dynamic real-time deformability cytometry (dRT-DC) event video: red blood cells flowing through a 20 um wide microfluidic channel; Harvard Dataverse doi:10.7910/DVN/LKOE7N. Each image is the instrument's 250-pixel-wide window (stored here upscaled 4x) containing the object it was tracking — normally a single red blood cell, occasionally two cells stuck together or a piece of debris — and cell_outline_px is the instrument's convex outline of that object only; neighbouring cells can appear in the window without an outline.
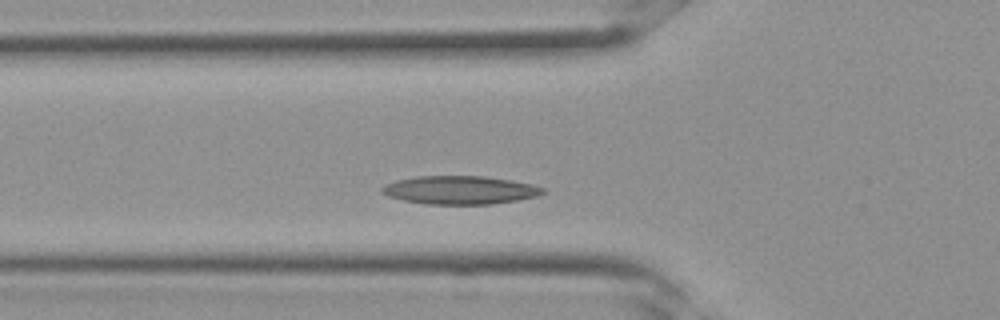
{"species": "Egyptian fruit bat (a non-hibernating species)", "species_latin": "Rousettus aegyptiacus", "temperature_condition": "room temperature", "stored_images_in_passage": 23, "camera_frame_rate_fps": 3000, "um_per_image_px": 0.085, "frame": {"image": 1, "passage_image": 6, "time_ms": 1.667, "image_size_px": [1000, 320], "cell_outline_px": [[544, 192], [536, 196], [516, 200], [492, 204], [424, 204], [404, 200], [388, 196], [380, 192], [380, 188], [396, 180], [416, 176], [484, 176], [508, 180], [528, 184], [544, 188]], "centroid_in_image_um": [39.03, 16.15], "position_along_channel_um": 86.8, "area_um2": 26.24}}
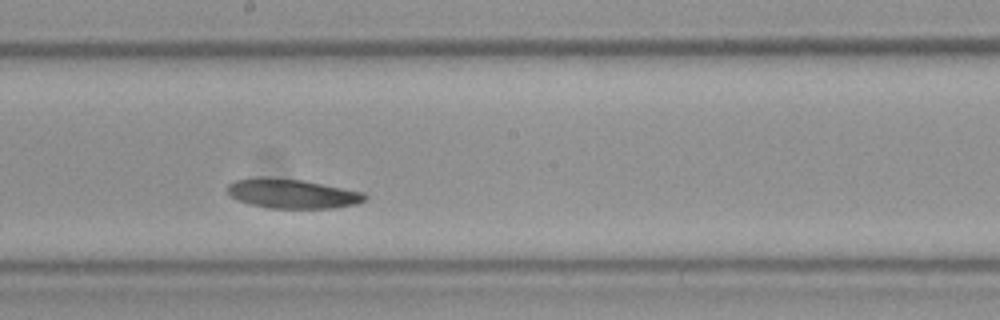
{"frame": {"image": 2, "passage_image": 13, "time_ms": 4.0, "image_size_px": [1000, 320], "cell_outline_px": [[368, 196], [364, 200], [356, 204], [336, 208], [268, 208], [236, 200], [228, 192], [228, 184], [236, 180], [256, 176], [268, 176], [304, 180], [364, 192]], "centroid_in_image_um": [24.84, 16.44], "position_along_channel_um": 223.4, "area_um2": 23.81}}
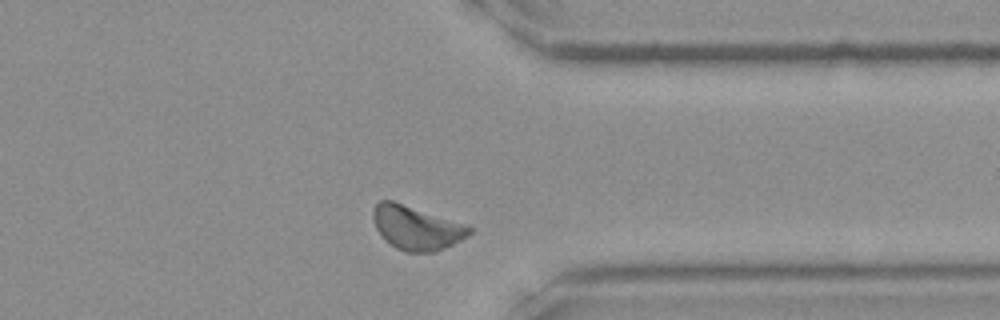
{"frame": {"image": 3, "passage_image": 21, "time_ms": 6.667, "image_size_px": [1000, 320], "cell_outline_px": [[472, 232], [460, 240], [436, 252], [404, 252], [396, 248], [384, 240], [376, 228], [372, 216], [372, 212], [376, 204], [380, 200], [392, 200], [464, 224], [472, 228]], "centroid_in_image_um": [35.35, 19.37], "position_along_channel_um": 376.1, "area_um2": 24.39}}